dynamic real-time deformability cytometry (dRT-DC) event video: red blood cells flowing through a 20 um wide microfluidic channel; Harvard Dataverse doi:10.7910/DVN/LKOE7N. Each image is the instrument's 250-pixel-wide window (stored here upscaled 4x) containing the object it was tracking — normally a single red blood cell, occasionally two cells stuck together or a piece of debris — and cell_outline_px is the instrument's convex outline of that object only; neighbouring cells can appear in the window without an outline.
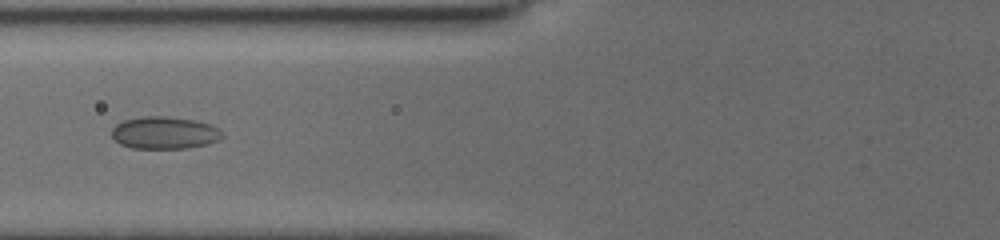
{"species": "common noctule bat (a hibernating species)", "species_latin": "Nyctalus noctula", "temperature_condition": "cold", "stored_images_in_passage": 11, "camera_frame_rate_fps": 3000, "um_per_image_px": 0.085, "animal": {"sex": "female", "body_mass_g": 19.5, "forearm_length_mm": 54.1}, "frame": {"image": 1, "passage_image": 10, "time_ms": 8.0, "image_size_px": [1000, 240], "cell_outline_px": [[224, 136], [216, 140], [204, 144], [188, 148], [132, 148], [120, 144], [112, 136], [112, 128], [116, 124], [124, 120], [140, 116], [164, 116], [196, 120], [212, 124]], "centroid_in_image_um": [13.95, 11.27], "position_along_channel_um": 111.9, "area_um2": 20.69}}